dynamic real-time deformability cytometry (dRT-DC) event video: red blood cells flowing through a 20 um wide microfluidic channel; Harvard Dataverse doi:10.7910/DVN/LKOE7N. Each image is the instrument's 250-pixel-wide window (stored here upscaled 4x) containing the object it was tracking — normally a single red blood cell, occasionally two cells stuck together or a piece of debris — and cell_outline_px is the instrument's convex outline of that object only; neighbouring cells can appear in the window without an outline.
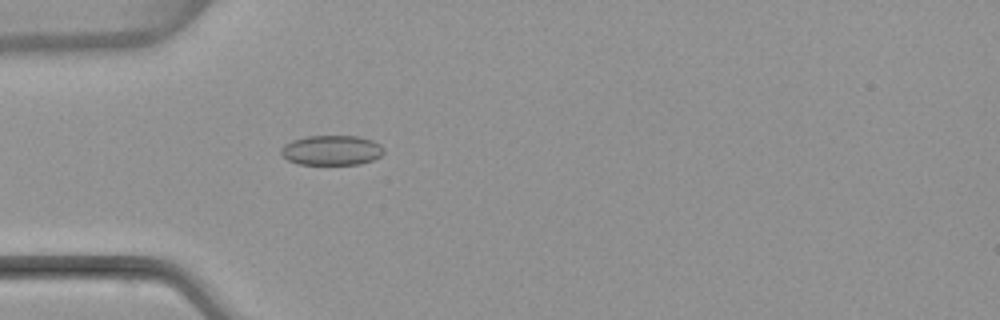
{"species": "common noctule bat (a hibernating species)", "species_latin": "Nyctalus noctula", "temperature_condition": "warm", "stored_images_in_passage": 5, "camera_frame_rate_fps": 3000, "um_per_image_px": 0.085, "animal": {"sex": "female", "body_mass_g": 22.7, "forearm_length_mm": 54.2}, "frame": {"image": 1, "passage_image": 5, "time_ms": 4.667, "image_size_px": [1000, 320], "cell_outline_px": [[384, 152], [380, 156], [372, 160], [360, 164], [300, 164], [288, 160], [280, 152], [280, 148], [284, 144], [292, 140], [308, 136], [360, 136], [372, 140], [380, 144], [384, 148]], "centroid_in_image_um": [28.2, 12.76], "position_along_channel_um": 56.8, "area_um2": 17.92}}